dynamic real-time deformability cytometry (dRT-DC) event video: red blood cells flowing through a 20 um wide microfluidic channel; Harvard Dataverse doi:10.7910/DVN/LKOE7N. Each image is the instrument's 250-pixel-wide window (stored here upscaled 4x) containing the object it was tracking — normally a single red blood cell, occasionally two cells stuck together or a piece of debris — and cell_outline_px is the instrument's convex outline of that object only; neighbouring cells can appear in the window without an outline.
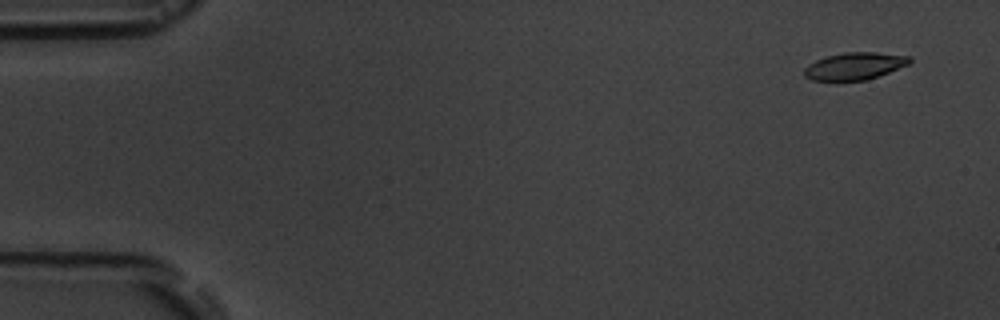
{"species": "common noctule bat (a hibernating species)", "species_latin": "Nyctalus noctula", "temperature_condition": "room temperature", "stored_images_in_passage": 7, "camera_frame_rate_fps": 3000, "um_per_image_px": 0.085, "animal": {"sex": "male", "body_mass_g": 19.5, "forearm_length_mm": 54.6}, "frame": {"image": 1, "passage_image": 2, "time_ms": 1.0, "image_size_px": [1000, 320], "cell_outline_px": [[912, 60], [908, 64], [868, 80], [812, 80], [804, 76], [804, 68], [808, 64], [816, 60], [828, 56], [844, 52], [876, 52], [908, 56]], "centroid_in_image_um": [72.62, 5.61], "position_along_channel_um": 12.4, "area_um2": 16.53}}
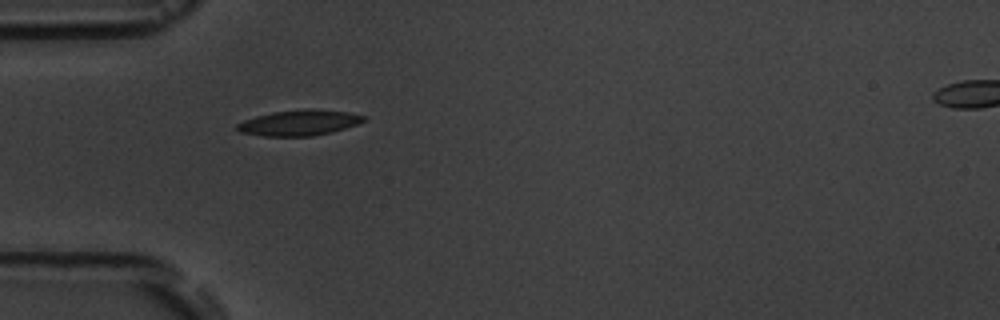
{"frame": {"image": 2, "passage_image": 6, "time_ms": 5.667, "image_size_px": [1000, 320], "cell_outline_px": [[368, 116], [364, 120], [356, 124], [332, 132], [312, 136], [264, 136], [240, 132], [236, 128], [236, 124], [244, 120], [256, 116], [272, 112], [304, 108], [308, 108], [348, 112]], "centroid_in_image_um": [25.42, 10.42], "position_along_channel_um": 59.6, "area_um2": 18.9}}
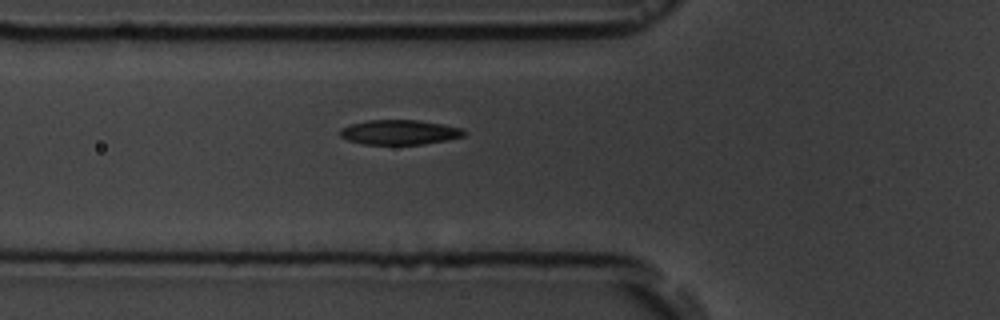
{"frame": {"image": 3, "passage_image": 7, "time_ms": 6.667, "image_size_px": [1000, 320], "cell_outline_px": [[468, 132], [464, 136], [424, 144], [364, 144], [348, 140], [340, 136], [340, 128], [352, 124], [368, 120], [416, 120], [464, 128]], "centroid_in_image_um": [33.97, 11.24], "position_along_channel_um": 91.8, "area_um2": 17.74}}